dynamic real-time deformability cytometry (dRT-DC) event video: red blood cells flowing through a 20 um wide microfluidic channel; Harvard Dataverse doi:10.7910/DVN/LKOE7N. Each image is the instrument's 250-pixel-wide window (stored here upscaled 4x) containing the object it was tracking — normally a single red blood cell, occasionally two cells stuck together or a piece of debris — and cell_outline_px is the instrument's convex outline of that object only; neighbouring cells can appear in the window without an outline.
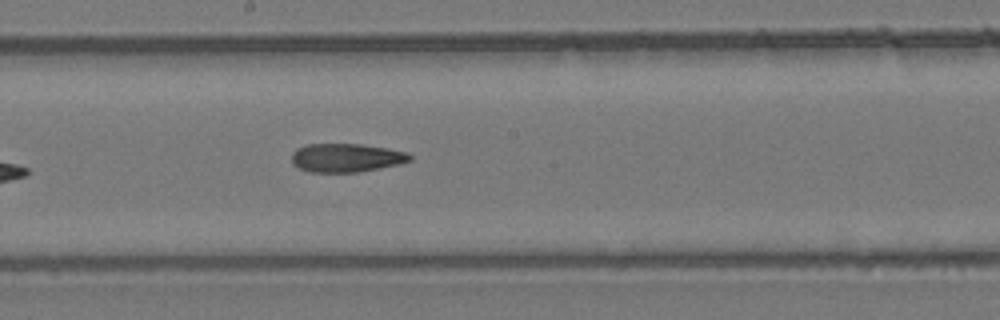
{"species": "common noctule bat (a hibernating species)", "species_latin": "Nyctalus noctula", "temperature_condition": "room temperature", "stored_images_in_passage": 9, "camera_frame_rate_fps": 3000, "um_per_image_px": 0.085, "animal": {"sex": "female", "body_mass_g": 24.6, "forearm_length_mm": 56.2}, "frame": {"image": 1, "passage_image": 9, "time_ms": 9.333, "image_size_px": [1000, 320], "cell_outline_px": [[412, 160], [400, 164], [360, 172], [308, 172], [292, 164], [292, 152], [296, 148], [304, 144], [360, 144], [388, 148], [408, 152], [412, 156]], "centroid_in_image_um": [29.43, 13.41], "position_along_channel_um": 218.8, "area_um2": 19.94}}